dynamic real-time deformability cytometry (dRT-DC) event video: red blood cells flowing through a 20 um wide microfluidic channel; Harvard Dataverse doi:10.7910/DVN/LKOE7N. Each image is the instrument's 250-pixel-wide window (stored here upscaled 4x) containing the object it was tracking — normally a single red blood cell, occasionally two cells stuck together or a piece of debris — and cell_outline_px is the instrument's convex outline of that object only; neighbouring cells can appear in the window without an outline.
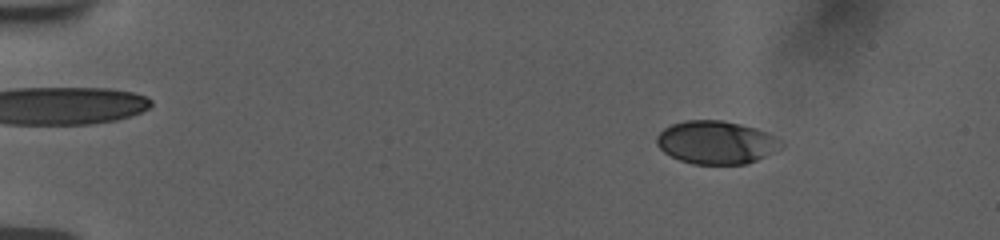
{"species": "human", "species_latin": "Homo sapiens", "temperature_condition": "room temperature", "stored_images_in_passage": 55, "camera_frame_rate_fps": 3000, "um_per_image_px": 0.085, "donor": {"sex": "female"}, "frame": {"image": 1, "passage_image": 8, "time_ms": 2.333, "image_size_px": [1000, 240], "cell_outline_px": [[784, 144], [780, 148], [756, 160], [744, 164], [692, 164], [680, 160], [664, 152], [656, 144], [656, 136], [664, 128], [672, 124], [684, 120], [720, 120], [740, 124], [756, 128], [768, 132], [780, 140]], "centroid_in_image_um": [60.86, 12.1], "position_along_channel_um": 24.1, "area_um2": 31.15}}
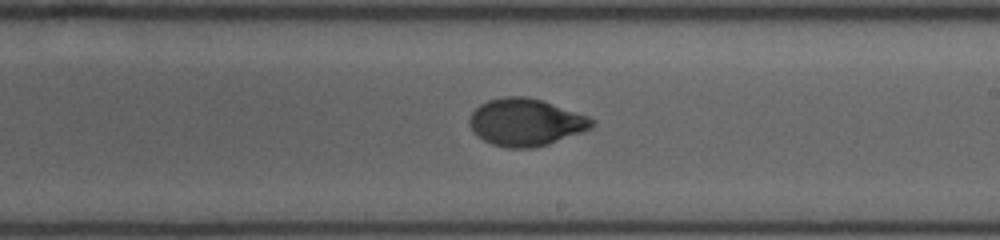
{"frame": {"image": 2, "passage_image": 34, "time_ms": 11.0, "image_size_px": [1000, 240], "cell_outline_px": [[596, 124], [580, 132], [548, 144], [532, 148], [504, 148], [492, 144], [484, 140], [472, 132], [468, 124], [468, 120], [472, 112], [480, 104], [488, 100], [504, 96], [528, 96], [588, 116], [596, 120]], "centroid_in_image_um": [44.63, 10.39], "position_along_channel_um": 244.4, "area_um2": 33.64}}
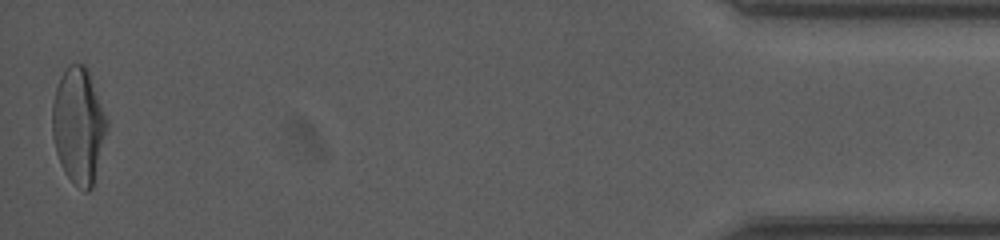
{"frame": {"image": 3, "passage_image": 55, "time_ms": 18.0, "image_size_px": [1000, 240], "cell_outline_px": [[108, 128], [92, 188], [88, 192], [84, 192], [64, 172], [60, 164], [56, 152], [52, 136], [52, 104], [56, 88], [60, 76], [68, 64], [84, 64], [88, 68], [108, 120]], "centroid_in_image_um": [6.68, 10.66], "position_along_channel_um": 428.5, "area_um2": 37.11}, "authors_computed_cell_mechanics": {"area_um2": 33.2928, "velocity_mm_per_s": 3.762, "shape_relaxation_time_tau1_ms": 3.6393, "shape_relaxation_time_tau2_ms": 0.935, "deformation_change_tau1": 0.1835, "deformation_change_tau2": 0.0434}}